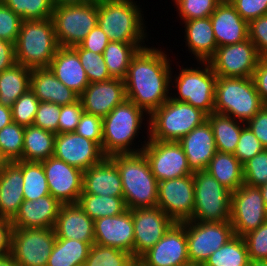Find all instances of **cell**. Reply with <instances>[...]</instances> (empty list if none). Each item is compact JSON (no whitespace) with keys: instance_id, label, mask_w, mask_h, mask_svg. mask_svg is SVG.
I'll list each match as a JSON object with an SVG mask.
<instances>
[{"instance_id":"obj_1","label":"cell","mask_w":267,"mask_h":266,"mask_svg":"<svg viewBox=\"0 0 267 266\" xmlns=\"http://www.w3.org/2000/svg\"><path fill=\"white\" fill-rule=\"evenodd\" d=\"M160 48L149 45L138 50L124 78L127 99L148 115L170 98L173 60Z\"/></svg>"},{"instance_id":"obj_2","label":"cell","mask_w":267,"mask_h":266,"mask_svg":"<svg viewBox=\"0 0 267 266\" xmlns=\"http://www.w3.org/2000/svg\"><path fill=\"white\" fill-rule=\"evenodd\" d=\"M145 116V117H144ZM143 121H147L143 123ZM146 124L147 138L135 145L142 126ZM102 150L106 156L114 154L139 153L149 139V115L132 101L126 99L103 117ZM139 133V134H138ZM146 139V140H145ZM134 144V145H133ZM137 148H136V147ZM139 147V148H138Z\"/></svg>"},{"instance_id":"obj_3","label":"cell","mask_w":267,"mask_h":266,"mask_svg":"<svg viewBox=\"0 0 267 266\" xmlns=\"http://www.w3.org/2000/svg\"><path fill=\"white\" fill-rule=\"evenodd\" d=\"M141 7L135 0H98L97 25L111 42L146 44L148 27Z\"/></svg>"},{"instance_id":"obj_4","label":"cell","mask_w":267,"mask_h":266,"mask_svg":"<svg viewBox=\"0 0 267 266\" xmlns=\"http://www.w3.org/2000/svg\"><path fill=\"white\" fill-rule=\"evenodd\" d=\"M109 157L118 168L127 209L157 206L158 181L144 153L114 154Z\"/></svg>"},{"instance_id":"obj_5","label":"cell","mask_w":267,"mask_h":266,"mask_svg":"<svg viewBox=\"0 0 267 266\" xmlns=\"http://www.w3.org/2000/svg\"><path fill=\"white\" fill-rule=\"evenodd\" d=\"M51 19L60 47L79 45L98 24V0H56Z\"/></svg>"},{"instance_id":"obj_6","label":"cell","mask_w":267,"mask_h":266,"mask_svg":"<svg viewBox=\"0 0 267 266\" xmlns=\"http://www.w3.org/2000/svg\"><path fill=\"white\" fill-rule=\"evenodd\" d=\"M59 44L51 18L22 20L15 44L16 62L27 68H48Z\"/></svg>"},{"instance_id":"obj_7","label":"cell","mask_w":267,"mask_h":266,"mask_svg":"<svg viewBox=\"0 0 267 266\" xmlns=\"http://www.w3.org/2000/svg\"><path fill=\"white\" fill-rule=\"evenodd\" d=\"M197 65L199 67L191 68L187 66L184 68L182 65L180 68V65L177 64L176 67L178 66L180 70L177 72L178 75L175 74L174 76L172 69L170 98L178 102L191 104L207 115H210L214 112L217 75L212 70L208 61H197Z\"/></svg>"},{"instance_id":"obj_8","label":"cell","mask_w":267,"mask_h":266,"mask_svg":"<svg viewBox=\"0 0 267 266\" xmlns=\"http://www.w3.org/2000/svg\"><path fill=\"white\" fill-rule=\"evenodd\" d=\"M264 106L252 77L217 76L214 112L246 123Z\"/></svg>"},{"instance_id":"obj_9","label":"cell","mask_w":267,"mask_h":266,"mask_svg":"<svg viewBox=\"0 0 267 266\" xmlns=\"http://www.w3.org/2000/svg\"><path fill=\"white\" fill-rule=\"evenodd\" d=\"M207 116L191 104L169 98L149 115V139L178 142L207 121Z\"/></svg>"},{"instance_id":"obj_10","label":"cell","mask_w":267,"mask_h":266,"mask_svg":"<svg viewBox=\"0 0 267 266\" xmlns=\"http://www.w3.org/2000/svg\"><path fill=\"white\" fill-rule=\"evenodd\" d=\"M194 210L191 220L198 222L230 221L231 191L208 171L193 173Z\"/></svg>"},{"instance_id":"obj_11","label":"cell","mask_w":267,"mask_h":266,"mask_svg":"<svg viewBox=\"0 0 267 266\" xmlns=\"http://www.w3.org/2000/svg\"><path fill=\"white\" fill-rule=\"evenodd\" d=\"M55 241L54 228H12L10 254L19 266H47Z\"/></svg>"},{"instance_id":"obj_12","label":"cell","mask_w":267,"mask_h":266,"mask_svg":"<svg viewBox=\"0 0 267 266\" xmlns=\"http://www.w3.org/2000/svg\"><path fill=\"white\" fill-rule=\"evenodd\" d=\"M186 228L187 249L190 263L204 264L209 256L235 234L230 221L181 222Z\"/></svg>"},{"instance_id":"obj_13","label":"cell","mask_w":267,"mask_h":266,"mask_svg":"<svg viewBox=\"0 0 267 266\" xmlns=\"http://www.w3.org/2000/svg\"><path fill=\"white\" fill-rule=\"evenodd\" d=\"M267 220V209L259 187L243 184L231 192L230 222L235 235L244 237Z\"/></svg>"},{"instance_id":"obj_14","label":"cell","mask_w":267,"mask_h":266,"mask_svg":"<svg viewBox=\"0 0 267 266\" xmlns=\"http://www.w3.org/2000/svg\"><path fill=\"white\" fill-rule=\"evenodd\" d=\"M259 56L254 43L248 38L243 42L217 47L208 60L212 70L220 77H252Z\"/></svg>"},{"instance_id":"obj_15","label":"cell","mask_w":267,"mask_h":266,"mask_svg":"<svg viewBox=\"0 0 267 266\" xmlns=\"http://www.w3.org/2000/svg\"><path fill=\"white\" fill-rule=\"evenodd\" d=\"M142 152L158 182L193 175L179 142L148 139Z\"/></svg>"},{"instance_id":"obj_16","label":"cell","mask_w":267,"mask_h":266,"mask_svg":"<svg viewBox=\"0 0 267 266\" xmlns=\"http://www.w3.org/2000/svg\"><path fill=\"white\" fill-rule=\"evenodd\" d=\"M157 191V207L163 210L175 223L193 218V175L160 181Z\"/></svg>"},{"instance_id":"obj_17","label":"cell","mask_w":267,"mask_h":266,"mask_svg":"<svg viewBox=\"0 0 267 266\" xmlns=\"http://www.w3.org/2000/svg\"><path fill=\"white\" fill-rule=\"evenodd\" d=\"M50 194L61 204L78 203L83 191V171L52 156L41 161Z\"/></svg>"},{"instance_id":"obj_18","label":"cell","mask_w":267,"mask_h":266,"mask_svg":"<svg viewBox=\"0 0 267 266\" xmlns=\"http://www.w3.org/2000/svg\"><path fill=\"white\" fill-rule=\"evenodd\" d=\"M134 225L133 257L138 259L152 248L175 223L159 207H146L132 210Z\"/></svg>"},{"instance_id":"obj_19","label":"cell","mask_w":267,"mask_h":266,"mask_svg":"<svg viewBox=\"0 0 267 266\" xmlns=\"http://www.w3.org/2000/svg\"><path fill=\"white\" fill-rule=\"evenodd\" d=\"M138 259L146 266L189 264L185 226L182 223H174L164 236Z\"/></svg>"},{"instance_id":"obj_20","label":"cell","mask_w":267,"mask_h":266,"mask_svg":"<svg viewBox=\"0 0 267 266\" xmlns=\"http://www.w3.org/2000/svg\"><path fill=\"white\" fill-rule=\"evenodd\" d=\"M53 156L83 172L106 157L98 143L76 132L56 134Z\"/></svg>"},{"instance_id":"obj_21","label":"cell","mask_w":267,"mask_h":266,"mask_svg":"<svg viewBox=\"0 0 267 266\" xmlns=\"http://www.w3.org/2000/svg\"><path fill=\"white\" fill-rule=\"evenodd\" d=\"M79 99L84 112L103 118L127 99L124 79L89 83Z\"/></svg>"},{"instance_id":"obj_22","label":"cell","mask_w":267,"mask_h":266,"mask_svg":"<svg viewBox=\"0 0 267 266\" xmlns=\"http://www.w3.org/2000/svg\"><path fill=\"white\" fill-rule=\"evenodd\" d=\"M94 243L124 250L133 256L134 225L132 210L94 220Z\"/></svg>"},{"instance_id":"obj_23","label":"cell","mask_w":267,"mask_h":266,"mask_svg":"<svg viewBox=\"0 0 267 266\" xmlns=\"http://www.w3.org/2000/svg\"><path fill=\"white\" fill-rule=\"evenodd\" d=\"M178 142L184 150L192 173L206 170L217 152L213 129L208 120Z\"/></svg>"},{"instance_id":"obj_24","label":"cell","mask_w":267,"mask_h":266,"mask_svg":"<svg viewBox=\"0 0 267 266\" xmlns=\"http://www.w3.org/2000/svg\"><path fill=\"white\" fill-rule=\"evenodd\" d=\"M210 20L217 47L240 43L249 38L248 22L236 11L229 0H222Z\"/></svg>"},{"instance_id":"obj_25","label":"cell","mask_w":267,"mask_h":266,"mask_svg":"<svg viewBox=\"0 0 267 266\" xmlns=\"http://www.w3.org/2000/svg\"><path fill=\"white\" fill-rule=\"evenodd\" d=\"M61 203L51 194L37 200H24L11 220L12 228H54Z\"/></svg>"},{"instance_id":"obj_26","label":"cell","mask_w":267,"mask_h":266,"mask_svg":"<svg viewBox=\"0 0 267 266\" xmlns=\"http://www.w3.org/2000/svg\"><path fill=\"white\" fill-rule=\"evenodd\" d=\"M83 192L100 196L123 197V186L118 168L109 156L84 171Z\"/></svg>"},{"instance_id":"obj_27","label":"cell","mask_w":267,"mask_h":266,"mask_svg":"<svg viewBox=\"0 0 267 266\" xmlns=\"http://www.w3.org/2000/svg\"><path fill=\"white\" fill-rule=\"evenodd\" d=\"M54 230L56 238L94 243V220L78 203L61 205Z\"/></svg>"},{"instance_id":"obj_28","label":"cell","mask_w":267,"mask_h":266,"mask_svg":"<svg viewBox=\"0 0 267 266\" xmlns=\"http://www.w3.org/2000/svg\"><path fill=\"white\" fill-rule=\"evenodd\" d=\"M48 68L60 82L78 96L89 85L85 69L72 47H59Z\"/></svg>"},{"instance_id":"obj_29","label":"cell","mask_w":267,"mask_h":266,"mask_svg":"<svg viewBox=\"0 0 267 266\" xmlns=\"http://www.w3.org/2000/svg\"><path fill=\"white\" fill-rule=\"evenodd\" d=\"M22 160L8 162L0 171V217L12 220L24 201Z\"/></svg>"},{"instance_id":"obj_30","label":"cell","mask_w":267,"mask_h":266,"mask_svg":"<svg viewBox=\"0 0 267 266\" xmlns=\"http://www.w3.org/2000/svg\"><path fill=\"white\" fill-rule=\"evenodd\" d=\"M30 89L40 102H52L62 106L79 99V96L60 82L49 68L32 69Z\"/></svg>"},{"instance_id":"obj_31","label":"cell","mask_w":267,"mask_h":266,"mask_svg":"<svg viewBox=\"0 0 267 266\" xmlns=\"http://www.w3.org/2000/svg\"><path fill=\"white\" fill-rule=\"evenodd\" d=\"M184 24L185 46L197 61H208L217 49L210 17L191 19Z\"/></svg>"},{"instance_id":"obj_32","label":"cell","mask_w":267,"mask_h":266,"mask_svg":"<svg viewBox=\"0 0 267 266\" xmlns=\"http://www.w3.org/2000/svg\"><path fill=\"white\" fill-rule=\"evenodd\" d=\"M206 171L231 192L244 184L243 164L232 153L217 151Z\"/></svg>"},{"instance_id":"obj_33","label":"cell","mask_w":267,"mask_h":266,"mask_svg":"<svg viewBox=\"0 0 267 266\" xmlns=\"http://www.w3.org/2000/svg\"><path fill=\"white\" fill-rule=\"evenodd\" d=\"M212 126L216 150L222 153L234 154L241 130L246 126L244 122L235 120L231 116L212 112L207 116Z\"/></svg>"},{"instance_id":"obj_34","label":"cell","mask_w":267,"mask_h":266,"mask_svg":"<svg viewBox=\"0 0 267 266\" xmlns=\"http://www.w3.org/2000/svg\"><path fill=\"white\" fill-rule=\"evenodd\" d=\"M31 71L32 69L16 63L0 73V104L11 108L30 89Z\"/></svg>"},{"instance_id":"obj_35","label":"cell","mask_w":267,"mask_h":266,"mask_svg":"<svg viewBox=\"0 0 267 266\" xmlns=\"http://www.w3.org/2000/svg\"><path fill=\"white\" fill-rule=\"evenodd\" d=\"M55 133L35 126H26L22 161L41 162L54 155Z\"/></svg>"},{"instance_id":"obj_36","label":"cell","mask_w":267,"mask_h":266,"mask_svg":"<svg viewBox=\"0 0 267 266\" xmlns=\"http://www.w3.org/2000/svg\"><path fill=\"white\" fill-rule=\"evenodd\" d=\"M93 243L56 238L47 266H84Z\"/></svg>"},{"instance_id":"obj_37","label":"cell","mask_w":267,"mask_h":266,"mask_svg":"<svg viewBox=\"0 0 267 266\" xmlns=\"http://www.w3.org/2000/svg\"><path fill=\"white\" fill-rule=\"evenodd\" d=\"M146 44L109 42L102 53L109 74L113 78L124 79L132 57Z\"/></svg>"},{"instance_id":"obj_38","label":"cell","mask_w":267,"mask_h":266,"mask_svg":"<svg viewBox=\"0 0 267 266\" xmlns=\"http://www.w3.org/2000/svg\"><path fill=\"white\" fill-rule=\"evenodd\" d=\"M78 204L93 220L122 214L127 210L124 197L100 196L82 191Z\"/></svg>"},{"instance_id":"obj_39","label":"cell","mask_w":267,"mask_h":266,"mask_svg":"<svg viewBox=\"0 0 267 266\" xmlns=\"http://www.w3.org/2000/svg\"><path fill=\"white\" fill-rule=\"evenodd\" d=\"M203 265L248 266V251L243 237L234 235L223 246L212 253Z\"/></svg>"},{"instance_id":"obj_40","label":"cell","mask_w":267,"mask_h":266,"mask_svg":"<svg viewBox=\"0 0 267 266\" xmlns=\"http://www.w3.org/2000/svg\"><path fill=\"white\" fill-rule=\"evenodd\" d=\"M23 196L24 200H37L50 195L48 183L41 162L22 161Z\"/></svg>"},{"instance_id":"obj_41","label":"cell","mask_w":267,"mask_h":266,"mask_svg":"<svg viewBox=\"0 0 267 266\" xmlns=\"http://www.w3.org/2000/svg\"><path fill=\"white\" fill-rule=\"evenodd\" d=\"M134 259L124 250L93 243L84 266H129Z\"/></svg>"},{"instance_id":"obj_42","label":"cell","mask_w":267,"mask_h":266,"mask_svg":"<svg viewBox=\"0 0 267 266\" xmlns=\"http://www.w3.org/2000/svg\"><path fill=\"white\" fill-rule=\"evenodd\" d=\"M25 127L12 122L0 130V151L7 162L22 159Z\"/></svg>"},{"instance_id":"obj_43","label":"cell","mask_w":267,"mask_h":266,"mask_svg":"<svg viewBox=\"0 0 267 266\" xmlns=\"http://www.w3.org/2000/svg\"><path fill=\"white\" fill-rule=\"evenodd\" d=\"M56 0H3L22 20L51 18Z\"/></svg>"},{"instance_id":"obj_44","label":"cell","mask_w":267,"mask_h":266,"mask_svg":"<svg viewBox=\"0 0 267 266\" xmlns=\"http://www.w3.org/2000/svg\"><path fill=\"white\" fill-rule=\"evenodd\" d=\"M78 54L85 69L89 83L107 81L113 78L108 71L102 54L83 49L80 45L72 47Z\"/></svg>"},{"instance_id":"obj_45","label":"cell","mask_w":267,"mask_h":266,"mask_svg":"<svg viewBox=\"0 0 267 266\" xmlns=\"http://www.w3.org/2000/svg\"><path fill=\"white\" fill-rule=\"evenodd\" d=\"M182 22L210 17L222 0H172Z\"/></svg>"},{"instance_id":"obj_46","label":"cell","mask_w":267,"mask_h":266,"mask_svg":"<svg viewBox=\"0 0 267 266\" xmlns=\"http://www.w3.org/2000/svg\"><path fill=\"white\" fill-rule=\"evenodd\" d=\"M39 103L31 89L22 94L11 107L13 122L24 127L32 126Z\"/></svg>"},{"instance_id":"obj_47","label":"cell","mask_w":267,"mask_h":266,"mask_svg":"<svg viewBox=\"0 0 267 266\" xmlns=\"http://www.w3.org/2000/svg\"><path fill=\"white\" fill-rule=\"evenodd\" d=\"M244 184L259 187L267 181V149L243 164Z\"/></svg>"},{"instance_id":"obj_48","label":"cell","mask_w":267,"mask_h":266,"mask_svg":"<svg viewBox=\"0 0 267 266\" xmlns=\"http://www.w3.org/2000/svg\"><path fill=\"white\" fill-rule=\"evenodd\" d=\"M249 260H267V220L243 237Z\"/></svg>"},{"instance_id":"obj_49","label":"cell","mask_w":267,"mask_h":266,"mask_svg":"<svg viewBox=\"0 0 267 266\" xmlns=\"http://www.w3.org/2000/svg\"><path fill=\"white\" fill-rule=\"evenodd\" d=\"M61 106L52 102H40L33 126L58 134Z\"/></svg>"},{"instance_id":"obj_50","label":"cell","mask_w":267,"mask_h":266,"mask_svg":"<svg viewBox=\"0 0 267 266\" xmlns=\"http://www.w3.org/2000/svg\"><path fill=\"white\" fill-rule=\"evenodd\" d=\"M22 19L8 6L0 3V39L16 44Z\"/></svg>"},{"instance_id":"obj_51","label":"cell","mask_w":267,"mask_h":266,"mask_svg":"<svg viewBox=\"0 0 267 266\" xmlns=\"http://www.w3.org/2000/svg\"><path fill=\"white\" fill-rule=\"evenodd\" d=\"M264 149L265 148L262 146L255 134L247 126H245L241 130L240 139L234 155L242 164H244Z\"/></svg>"},{"instance_id":"obj_52","label":"cell","mask_w":267,"mask_h":266,"mask_svg":"<svg viewBox=\"0 0 267 266\" xmlns=\"http://www.w3.org/2000/svg\"><path fill=\"white\" fill-rule=\"evenodd\" d=\"M103 118L83 112L75 132L102 146Z\"/></svg>"},{"instance_id":"obj_53","label":"cell","mask_w":267,"mask_h":266,"mask_svg":"<svg viewBox=\"0 0 267 266\" xmlns=\"http://www.w3.org/2000/svg\"><path fill=\"white\" fill-rule=\"evenodd\" d=\"M83 112L80 99L72 104L62 105L58 121V133L75 132Z\"/></svg>"},{"instance_id":"obj_54","label":"cell","mask_w":267,"mask_h":266,"mask_svg":"<svg viewBox=\"0 0 267 266\" xmlns=\"http://www.w3.org/2000/svg\"><path fill=\"white\" fill-rule=\"evenodd\" d=\"M248 36L260 57H267V15L248 22Z\"/></svg>"},{"instance_id":"obj_55","label":"cell","mask_w":267,"mask_h":266,"mask_svg":"<svg viewBox=\"0 0 267 266\" xmlns=\"http://www.w3.org/2000/svg\"><path fill=\"white\" fill-rule=\"evenodd\" d=\"M229 2L247 22L267 15V0H229Z\"/></svg>"},{"instance_id":"obj_56","label":"cell","mask_w":267,"mask_h":266,"mask_svg":"<svg viewBox=\"0 0 267 266\" xmlns=\"http://www.w3.org/2000/svg\"><path fill=\"white\" fill-rule=\"evenodd\" d=\"M109 42L107 35L96 25L79 45L85 50L102 54Z\"/></svg>"},{"instance_id":"obj_57","label":"cell","mask_w":267,"mask_h":266,"mask_svg":"<svg viewBox=\"0 0 267 266\" xmlns=\"http://www.w3.org/2000/svg\"><path fill=\"white\" fill-rule=\"evenodd\" d=\"M245 125L255 134L262 146L267 149V107L263 106Z\"/></svg>"},{"instance_id":"obj_58","label":"cell","mask_w":267,"mask_h":266,"mask_svg":"<svg viewBox=\"0 0 267 266\" xmlns=\"http://www.w3.org/2000/svg\"><path fill=\"white\" fill-rule=\"evenodd\" d=\"M256 90L264 106L267 104V57H261L253 73Z\"/></svg>"},{"instance_id":"obj_59","label":"cell","mask_w":267,"mask_h":266,"mask_svg":"<svg viewBox=\"0 0 267 266\" xmlns=\"http://www.w3.org/2000/svg\"><path fill=\"white\" fill-rule=\"evenodd\" d=\"M16 63L15 44L0 39V73Z\"/></svg>"},{"instance_id":"obj_60","label":"cell","mask_w":267,"mask_h":266,"mask_svg":"<svg viewBox=\"0 0 267 266\" xmlns=\"http://www.w3.org/2000/svg\"><path fill=\"white\" fill-rule=\"evenodd\" d=\"M11 231V220L0 217V255H7L10 253Z\"/></svg>"},{"instance_id":"obj_61","label":"cell","mask_w":267,"mask_h":266,"mask_svg":"<svg viewBox=\"0 0 267 266\" xmlns=\"http://www.w3.org/2000/svg\"><path fill=\"white\" fill-rule=\"evenodd\" d=\"M12 122L13 119L11 108L0 104V130Z\"/></svg>"},{"instance_id":"obj_62","label":"cell","mask_w":267,"mask_h":266,"mask_svg":"<svg viewBox=\"0 0 267 266\" xmlns=\"http://www.w3.org/2000/svg\"><path fill=\"white\" fill-rule=\"evenodd\" d=\"M0 266H19V264L12 258L9 253L7 255H0Z\"/></svg>"},{"instance_id":"obj_63","label":"cell","mask_w":267,"mask_h":266,"mask_svg":"<svg viewBox=\"0 0 267 266\" xmlns=\"http://www.w3.org/2000/svg\"><path fill=\"white\" fill-rule=\"evenodd\" d=\"M259 189L262 193L264 204L267 209V181L263 185L259 186Z\"/></svg>"},{"instance_id":"obj_64","label":"cell","mask_w":267,"mask_h":266,"mask_svg":"<svg viewBox=\"0 0 267 266\" xmlns=\"http://www.w3.org/2000/svg\"><path fill=\"white\" fill-rule=\"evenodd\" d=\"M248 266H267V260H249Z\"/></svg>"},{"instance_id":"obj_65","label":"cell","mask_w":267,"mask_h":266,"mask_svg":"<svg viewBox=\"0 0 267 266\" xmlns=\"http://www.w3.org/2000/svg\"><path fill=\"white\" fill-rule=\"evenodd\" d=\"M8 162L6 159L2 156L1 151H0V171L3 169V167L7 164Z\"/></svg>"},{"instance_id":"obj_66","label":"cell","mask_w":267,"mask_h":266,"mask_svg":"<svg viewBox=\"0 0 267 266\" xmlns=\"http://www.w3.org/2000/svg\"><path fill=\"white\" fill-rule=\"evenodd\" d=\"M129 266H146L139 259H134Z\"/></svg>"},{"instance_id":"obj_67","label":"cell","mask_w":267,"mask_h":266,"mask_svg":"<svg viewBox=\"0 0 267 266\" xmlns=\"http://www.w3.org/2000/svg\"><path fill=\"white\" fill-rule=\"evenodd\" d=\"M185 266H204L203 264H197V263H189Z\"/></svg>"}]
</instances>
